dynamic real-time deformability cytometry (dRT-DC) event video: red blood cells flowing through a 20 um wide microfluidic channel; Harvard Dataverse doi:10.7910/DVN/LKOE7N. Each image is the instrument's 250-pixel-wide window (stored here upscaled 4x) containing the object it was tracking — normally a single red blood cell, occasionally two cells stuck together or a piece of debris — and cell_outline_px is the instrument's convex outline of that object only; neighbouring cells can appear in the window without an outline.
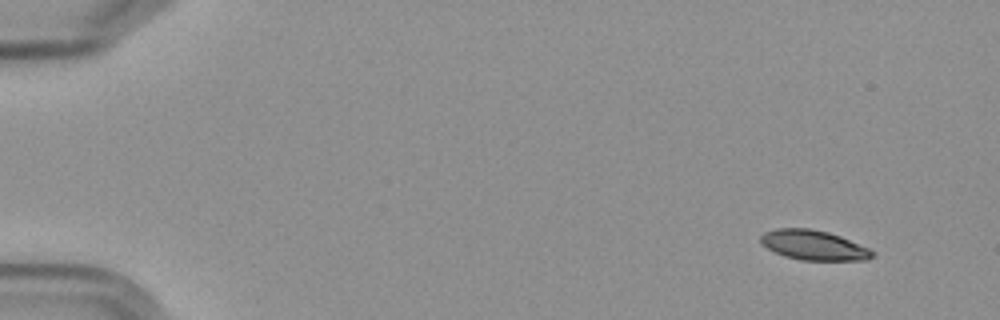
{"species": "Egyptian fruit bat (a non-hibernating species)", "species_latin": "Rousettus aegyptiacus", "temperature_condition": "cold", "stored_images_in_passage": 6, "camera_frame_rate_fps": 3000, "um_per_image_px": 0.085, "frame": {"image": 1, "passage_image": 1, "time_ms": 0.0, "image_size_px": [1000, 320], "cell_outline_px": [[876, 252], [868, 260], [800, 260], [784, 256], [760, 244], [760, 236], [764, 232], [776, 228], [808, 228], [828, 232], [840, 236], [868, 248]], "centroid_in_image_um": [69.14, 20.84], "position_along_channel_um": 15.9, "area_um2": 19.36}}
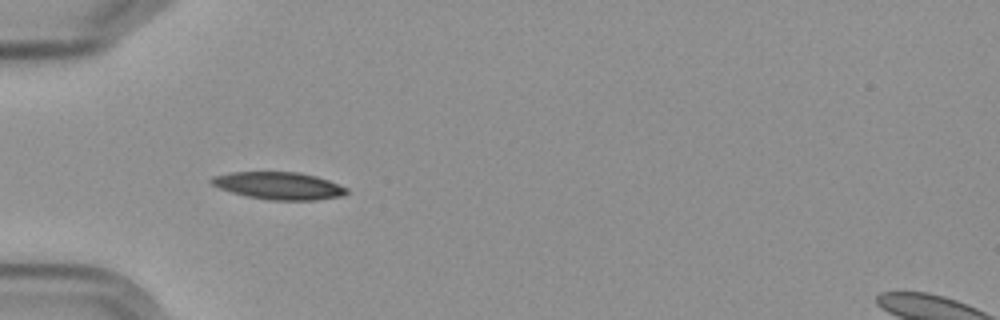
{"frame": {"image": 2, "passage_image": 5, "time_ms": 4.667, "image_size_px": [1000, 320], "cell_outline_px": [[348, 192], [344, 196], [316, 200], [268, 200], [248, 196], [232, 192], [220, 188], [212, 184], [208, 180], [212, 176], [232, 172], [300, 172], [316, 176], [328, 180], [348, 188]], "centroid_in_image_um": [23.72, 15.78], "position_along_channel_um": 61.3, "area_um2": 21.62}}
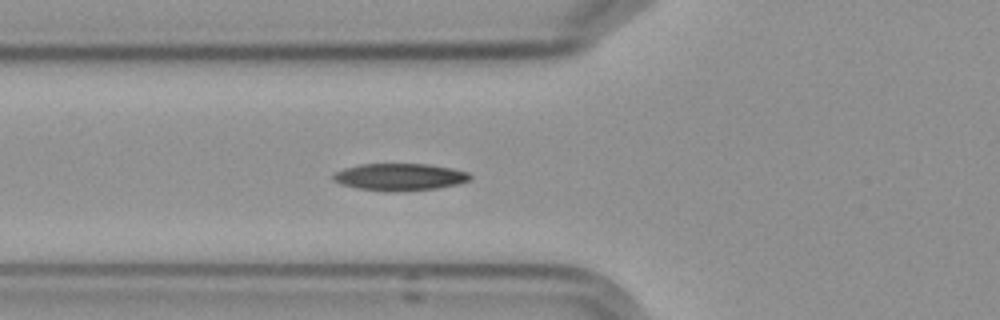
{"frame": {"image": 3, "passage_image": 6, "time_ms": 5.667, "image_size_px": [1000, 320], "cell_outline_px": [[472, 176], [468, 180], [456, 184], [436, 188], [396, 192], [388, 192], [356, 188], [340, 184], [332, 180], [332, 176], [336, 172], [344, 168], [360, 164], [428, 164], [452, 168], [468, 172]], "centroid_in_image_um": [33.94, 15.04], "position_along_channel_um": 91.9, "area_um2": 21.68}}